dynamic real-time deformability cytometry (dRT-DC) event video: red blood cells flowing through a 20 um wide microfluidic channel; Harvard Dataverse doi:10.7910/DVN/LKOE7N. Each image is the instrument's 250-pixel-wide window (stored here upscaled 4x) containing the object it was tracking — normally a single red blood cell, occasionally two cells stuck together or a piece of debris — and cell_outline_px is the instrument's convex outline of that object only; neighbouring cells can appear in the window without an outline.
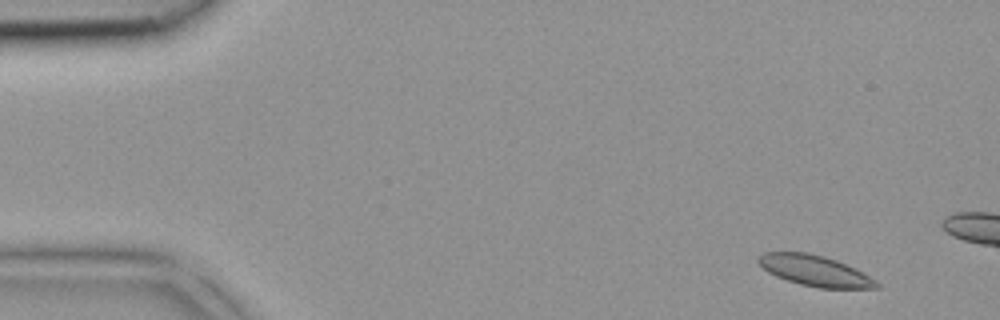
{"species": "common noctule bat (a hibernating species)", "species_latin": "Nyctalus noctula", "temperature_condition": "room temperature", "stored_images_in_passage": 10, "camera_frame_rate_fps": 3000, "um_per_image_px": 0.085, "animal": {"sex": "female", "body_mass_g": 18.4}, "frame": {"image": 1, "passage_image": 2, "time_ms": 0.333, "image_size_px": [1000, 320], "cell_outline_px": [[880, 288], [820, 288], [800, 284], [776, 276], [768, 272], [756, 260], [756, 256], [764, 252], [808, 252], [824, 256], [836, 260], [856, 268], [876, 280], [880, 284]], "centroid_in_image_um": [69.27, 23.0], "position_along_channel_um": 15.7, "area_um2": 21.21}}